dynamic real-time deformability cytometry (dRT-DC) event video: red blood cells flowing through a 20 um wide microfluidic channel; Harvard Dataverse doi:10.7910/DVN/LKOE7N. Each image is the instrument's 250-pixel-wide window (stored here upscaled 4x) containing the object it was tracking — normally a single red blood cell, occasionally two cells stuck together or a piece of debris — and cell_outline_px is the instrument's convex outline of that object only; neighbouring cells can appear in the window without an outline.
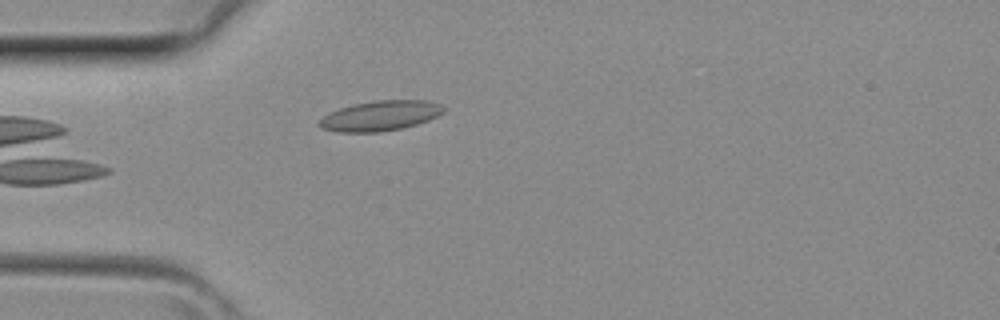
{"species": "common noctule bat (a hibernating species)", "species_latin": "Nyctalus noctula", "temperature_condition": "room temperature", "stored_images_in_passage": 5, "camera_frame_rate_fps": 3000, "um_per_image_px": 0.085, "animal": {"sex": "female", "body_mass_g": 29.2, "forearm_length_mm": 56.3}, "frame": {"image": 1, "passage_image": 5, "time_ms": 1.333, "image_size_px": [1000, 320], "cell_outline_px": [[444, 112], [428, 120], [416, 124], [400, 128], [380, 132], [340, 132], [320, 128], [316, 124], [328, 112], [352, 104], [376, 100], [424, 100], [440, 104], [444, 108]], "centroid_in_image_um": [32.28, 9.84], "position_along_channel_um": 52.7, "area_um2": 21.73}}